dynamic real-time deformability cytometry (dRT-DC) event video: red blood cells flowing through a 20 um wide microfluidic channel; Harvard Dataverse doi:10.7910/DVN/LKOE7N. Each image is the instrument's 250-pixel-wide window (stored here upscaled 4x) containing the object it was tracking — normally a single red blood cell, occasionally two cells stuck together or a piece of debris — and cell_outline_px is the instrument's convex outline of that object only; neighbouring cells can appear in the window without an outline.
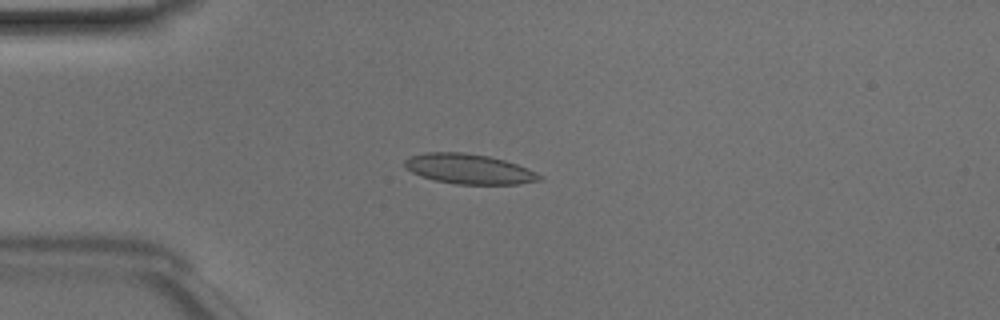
{"species": "Egyptian fruit bat (a non-hibernating species)", "species_latin": "Rousettus aegyptiacus", "temperature_condition": "room temperature", "stored_images_in_passage": 49, "camera_frame_rate_fps": 3000, "um_per_image_px": 0.085, "animal": {"sex": "male"}, "frame": {"image": 1, "passage_image": 13, "time_ms": 4.0, "image_size_px": [1000, 320], "cell_outline_px": [[544, 180], [520, 184], [456, 184], [436, 180], [420, 176], [404, 168], [404, 160], [408, 156], [424, 152], [464, 152], [488, 156], [504, 160], [528, 168], [544, 176]], "centroid_in_image_um": [39.86, 14.36], "position_along_channel_um": 45.1, "area_um2": 23.81}}
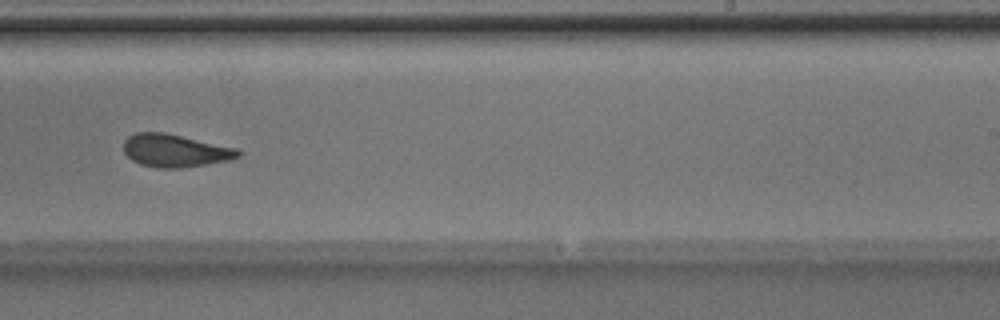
{"frame": {"image": 2, "passage_image": 31, "time_ms": 10.0, "image_size_px": [1000, 320], "cell_outline_px": [[240, 156], [228, 160], [180, 168], [156, 168], [140, 164], [132, 160], [124, 152], [124, 140], [128, 136], [136, 132], [164, 132], [236, 148], [240, 152]], "centroid_in_image_um": [14.83, 12.8], "position_along_channel_um": 274.2, "area_um2": 21.68}}
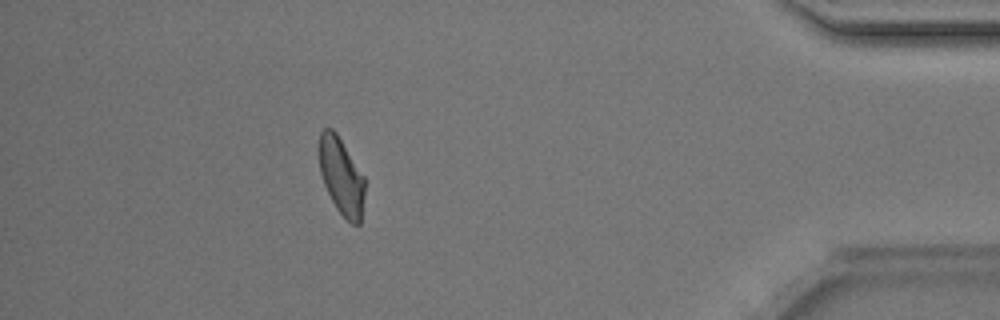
{"frame": {"image": 3, "passage_image": 44, "time_ms": 14.333, "image_size_px": [1000, 320], "cell_outline_px": [[364, 192], [360, 224], [352, 224], [336, 208], [324, 184], [320, 172], [316, 148], [320, 132], [324, 128], [332, 128], [336, 132], [364, 176]], "centroid_in_image_um": [28.96, 14.91], "position_along_channel_um": 406.2, "area_um2": 20.58}, "authors_computed_cell_mechanics": {"area_um2": 22.3108, "velocity_mm_per_s": 4.148, "shape_relaxation_time_tau1_ms": 5.1616, "shape_relaxation_time_tau2_ms": 1.0938, "deformation_change_tau1": 0.1493, "deformation_change_tau2": 0.0547}}